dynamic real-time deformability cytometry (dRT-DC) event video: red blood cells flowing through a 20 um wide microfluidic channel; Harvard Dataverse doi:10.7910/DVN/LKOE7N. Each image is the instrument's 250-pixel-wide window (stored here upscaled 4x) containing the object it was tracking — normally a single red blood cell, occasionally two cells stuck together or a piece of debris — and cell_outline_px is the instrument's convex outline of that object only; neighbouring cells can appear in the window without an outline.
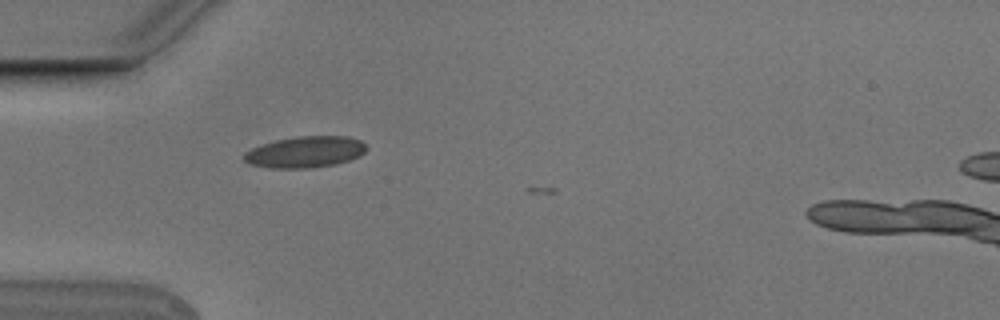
{"species": "Egyptian fruit bat (a non-hibernating species)", "species_latin": "Rousettus aegyptiacus", "temperature_condition": "cold", "stored_images_in_passage": 1, "camera_frame_rate_fps": 3000, "um_per_image_px": 0.085, "animal": {"sex": "male"}, "frame": {"image": 1, "passage_image": 1, "time_ms": 0.0, "image_size_px": [1000, 320], "cell_outline_px": [[364, 152], [360, 156], [336, 164], [308, 168], [272, 168], [252, 164], [244, 160], [244, 152], [252, 148], [276, 140], [296, 136], [348, 136], [360, 140], [364, 144]], "centroid_in_image_um": [25.94, 12.91], "position_along_channel_um": 59.1, "area_um2": 22.08}}